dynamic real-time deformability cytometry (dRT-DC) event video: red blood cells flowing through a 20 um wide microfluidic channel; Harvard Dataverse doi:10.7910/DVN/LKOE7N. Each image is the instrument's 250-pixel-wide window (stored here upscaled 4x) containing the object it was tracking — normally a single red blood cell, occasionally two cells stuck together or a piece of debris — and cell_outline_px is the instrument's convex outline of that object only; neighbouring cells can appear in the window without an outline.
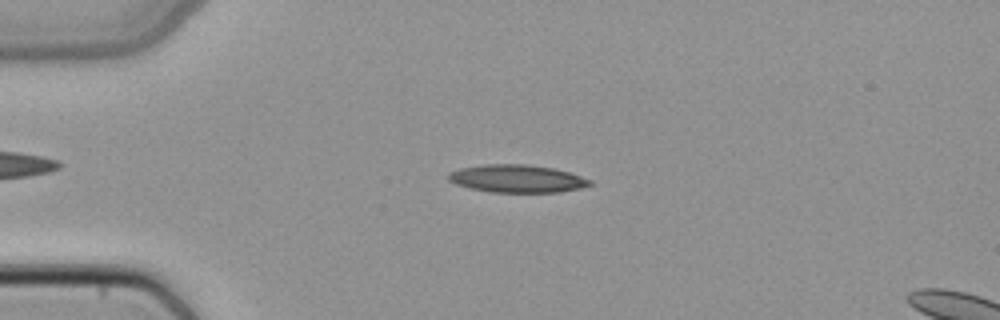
{"species": "common noctule bat (a hibernating species)", "species_latin": "Nyctalus noctula", "temperature_condition": "cold", "stored_images_in_passage": 38, "camera_frame_rate_fps": 3000, "um_per_image_px": 0.085, "animal": {"sex": "female", "body_mass_g": 22.7, "forearm_length_mm": 54.2}, "frame": {"image": 1, "passage_image": 1, "time_ms": 0.0, "image_size_px": [1000, 320], "cell_outline_px": [[592, 184], [580, 188], [560, 192], [492, 192], [472, 188], [456, 184], [448, 180], [448, 172], [460, 168], [484, 164], [524, 164], [552, 168], [568, 172], [592, 180]], "centroid_in_image_um": [43.93, 15.18], "position_along_channel_um": 41.1, "area_um2": 22.72}}
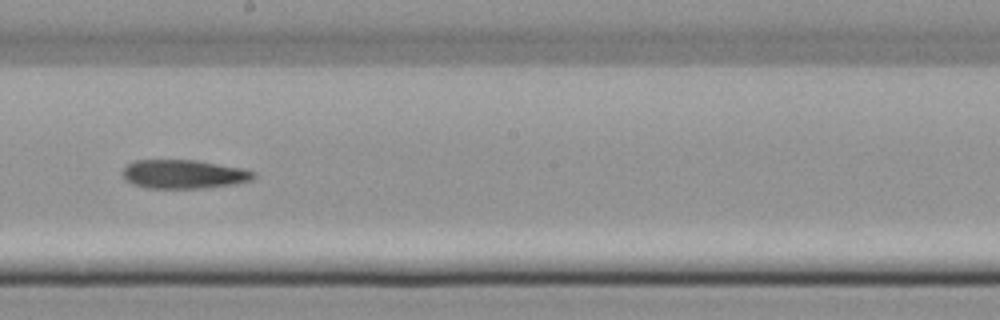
{"frame": {"image": 2, "passage_image": 17, "time_ms": 5.333, "image_size_px": [1000, 320], "cell_outline_px": [[256, 176], [252, 180], [236, 184], [200, 188], [148, 188], [132, 184], [124, 180], [124, 168], [128, 164], [136, 160], [196, 160], [240, 168], [256, 172]], "centroid_in_image_um": [15.63, 14.81], "position_along_channel_um": 232.6, "area_um2": 21.91}}
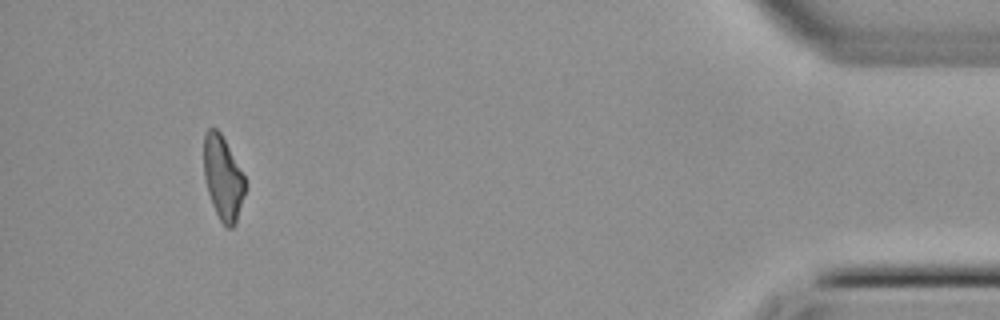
{"frame": {"image": 3, "passage_image": 35, "time_ms": 11.333, "image_size_px": [1000, 320], "cell_outline_px": [[248, 184], [236, 224], [232, 228], [224, 228], [212, 204], [208, 192], [204, 176], [204, 132], [208, 128], [216, 128], [220, 132], [244, 176]], "centroid_in_image_um": [18.97, 15.17], "position_along_channel_um": 416.2, "area_um2": 20.35}}